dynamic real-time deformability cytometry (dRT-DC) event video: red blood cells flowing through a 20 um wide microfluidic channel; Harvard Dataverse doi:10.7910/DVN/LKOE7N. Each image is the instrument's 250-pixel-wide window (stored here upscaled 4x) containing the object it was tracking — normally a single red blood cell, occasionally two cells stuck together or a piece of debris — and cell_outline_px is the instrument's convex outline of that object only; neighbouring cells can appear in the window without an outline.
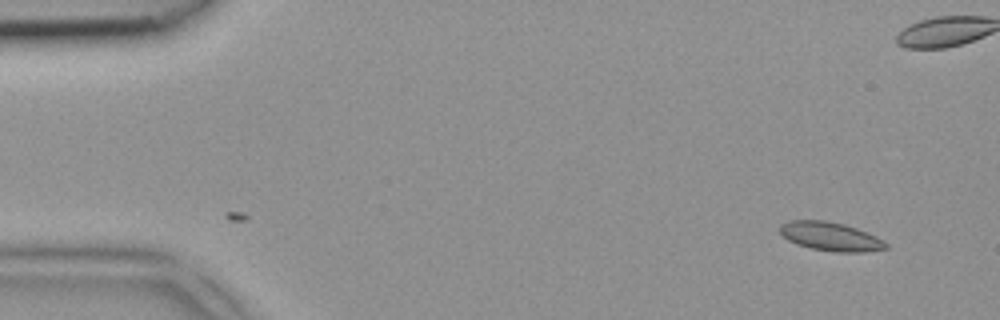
{"species": "common noctule bat (a hibernating species)", "species_latin": "Nyctalus noctula", "temperature_condition": "room temperature", "stored_images_in_passage": 4, "segment_of_instrument_passage": [2, 2], "camera_frame_rate_fps": 3000, "um_per_image_px": 0.085, "animal": {"sex": "female", "body_mass_g": 18.4}, "frame": {"image": 1, "passage_image": 4, "time_ms": 1.0, "image_size_px": [1000, 320], "cell_outline_px": [[888, 248], [864, 252], [836, 252], [812, 248], [796, 244], [788, 240], [780, 232], [780, 224], [792, 220], [824, 220], [844, 224], [856, 228], [876, 236], [884, 240], [888, 244]], "centroid_in_image_um": [70.61, 20.1], "position_along_channel_um": 14.4, "area_um2": 17.69}}